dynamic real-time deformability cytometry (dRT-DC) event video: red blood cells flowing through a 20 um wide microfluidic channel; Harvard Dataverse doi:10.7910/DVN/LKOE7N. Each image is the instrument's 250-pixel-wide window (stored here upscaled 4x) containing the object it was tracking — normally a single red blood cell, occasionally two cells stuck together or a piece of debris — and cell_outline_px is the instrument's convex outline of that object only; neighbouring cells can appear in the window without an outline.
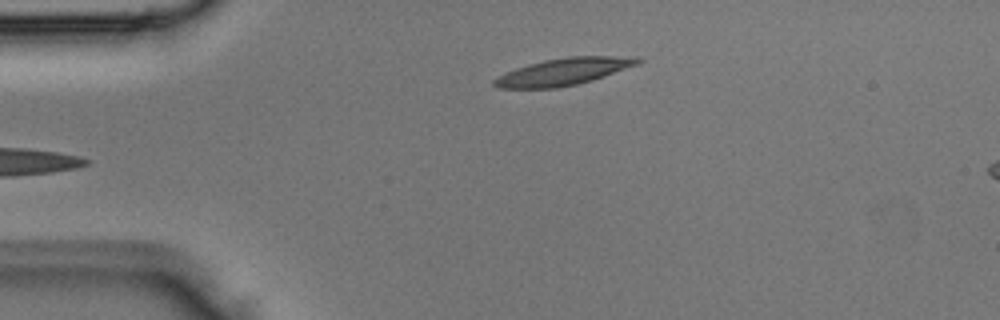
{"species": "Egyptian fruit bat (a non-hibernating species)", "species_latin": "Rousettus aegyptiacus", "temperature_condition": "room temperature", "stored_images_in_passage": 3, "camera_frame_rate_fps": 3000, "um_per_image_px": 0.085, "animal": {"sex": "male"}, "frame": {"image": 1, "passage_image": 3, "time_ms": 0.667, "image_size_px": [1000, 320], "cell_outline_px": [[644, 60], [636, 64], [604, 76], [592, 80], [576, 84], [556, 88], [496, 88], [492, 84], [492, 80], [516, 68], [528, 64], [544, 60], [568, 56], [640, 56]], "centroid_in_image_um": [47.91, 6.08], "position_along_channel_um": 37.1, "area_um2": 22.48}}